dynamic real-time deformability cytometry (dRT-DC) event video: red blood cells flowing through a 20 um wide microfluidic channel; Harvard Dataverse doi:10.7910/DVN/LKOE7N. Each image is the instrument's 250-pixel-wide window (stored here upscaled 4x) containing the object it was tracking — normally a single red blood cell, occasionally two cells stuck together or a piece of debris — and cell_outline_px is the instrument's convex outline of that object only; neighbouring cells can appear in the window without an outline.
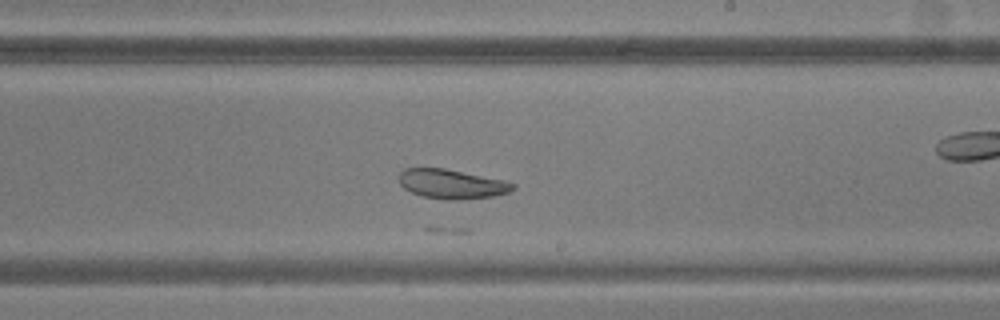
{"species": "common noctule bat (a hibernating species)", "species_latin": "Nyctalus noctula", "temperature_condition": "warm", "stored_images_in_passage": 23, "camera_frame_rate_fps": 3000, "um_per_image_px": 0.085, "animal": {"sex": "male", "body_mass_g": 20.5, "forearm_length_mm": 52.5}, "frame": {"image": 1, "passage_image": 17, "time_ms": 5.333, "image_size_px": [1000, 320], "cell_outline_px": [[516, 188], [508, 192], [492, 196], [460, 200], [444, 200], [420, 196], [404, 188], [400, 184], [400, 172], [404, 168], [444, 168], [504, 180], [516, 184]], "centroid_in_image_um": [38.4, 15.65], "position_along_channel_um": 250.6, "area_um2": 19.54}}
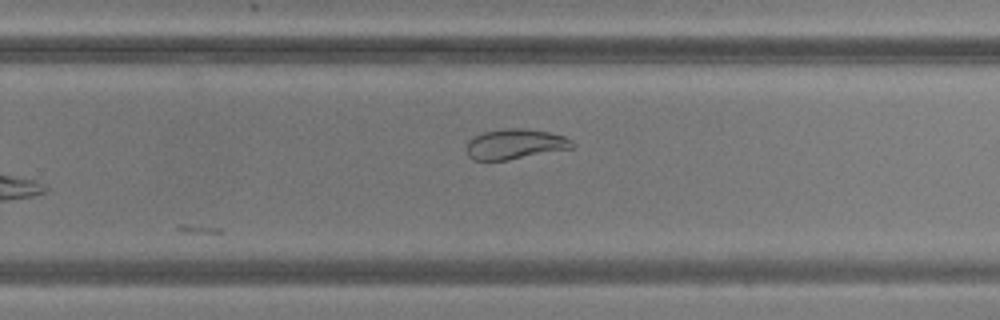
{"frame": {"image": 2, "passage_image": 23, "time_ms": 7.333, "image_size_px": [1000, 320], "cell_outline_px": [[576, 144], [572, 148], [508, 160], [472, 160], [468, 156], [468, 140], [484, 132], [504, 128], [524, 128], [548, 132], [564, 136], [572, 140]], "centroid_in_image_um": [43.8, 12.25], "position_along_channel_um": 286.0, "area_um2": 18.5}}